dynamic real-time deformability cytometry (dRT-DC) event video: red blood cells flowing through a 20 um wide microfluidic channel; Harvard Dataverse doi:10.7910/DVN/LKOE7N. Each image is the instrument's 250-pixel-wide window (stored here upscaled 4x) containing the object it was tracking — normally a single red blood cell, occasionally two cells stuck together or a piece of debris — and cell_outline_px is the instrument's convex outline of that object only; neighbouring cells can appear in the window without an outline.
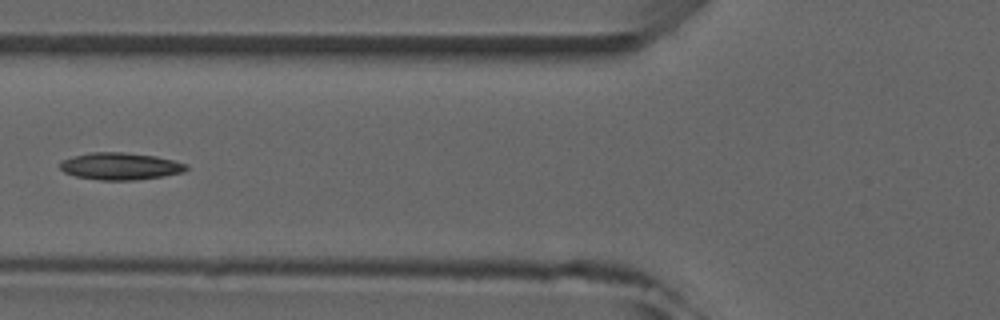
{"species": "common noctule bat (a hibernating species)", "species_latin": "Nyctalus noctula", "temperature_condition": "room temperature", "stored_images_in_passage": 7, "camera_frame_rate_fps": 3000, "um_per_image_px": 0.085, "animal": {"sex": "male", "forearm_length_mm": 52.5}, "frame": {"image": 1, "passage_image": 5, "time_ms": 4.667, "image_size_px": [1000, 320], "cell_outline_px": [[188, 168], [184, 172], [164, 176], [136, 180], [100, 180], [76, 176], [64, 172], [60, 168], [60, 160], [72, 156], [88, 152], [124, 152], [156, 156], [176, 160], [188, 164]], "centroid_in_image_um": [10.24, 14.12], "position_along_channel_um": 115.6, "area_um2": 20.23}}
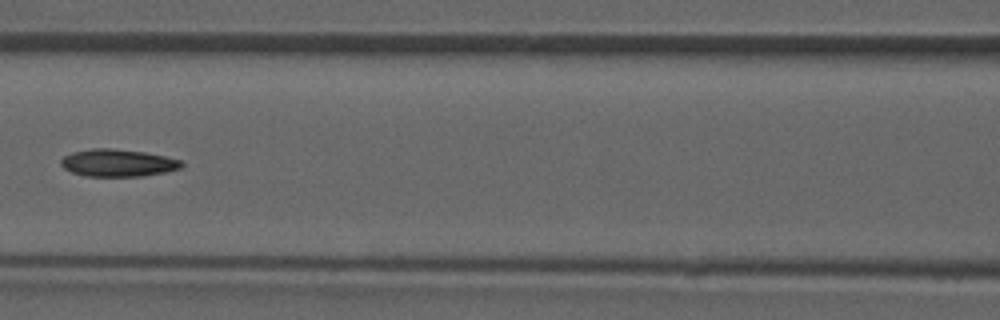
{"frame": {"image": 2, "passage_image": 6, "time_ms": 5.667, "image_size_px": [1000, 320], "cell_outline_px": [[184, 164], [180, 168], [164, 172], [144, 176], [84, 176], [72, 172], [64, 168], [60, 164], [60, 160], [64, 156], [72, 152], [92, 148], [112, 148], [144, 152], [184, 160]], "centroid_in_image_um": [10.02, 13.84], "position_along_channel_um": 156.6, "area_um2": 19.31}}